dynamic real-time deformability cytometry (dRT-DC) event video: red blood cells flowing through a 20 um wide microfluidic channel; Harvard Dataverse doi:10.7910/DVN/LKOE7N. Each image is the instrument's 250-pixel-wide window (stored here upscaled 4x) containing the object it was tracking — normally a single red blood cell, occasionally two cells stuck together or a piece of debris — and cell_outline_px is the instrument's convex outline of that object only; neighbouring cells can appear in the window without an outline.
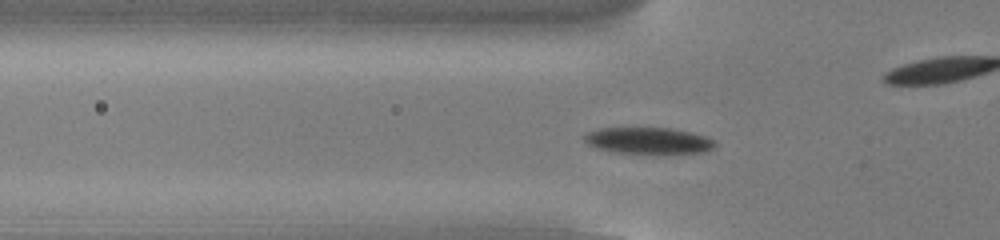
{"species": "common noctule bat (a hibernating species)", "species_latin": "Nyctalus noctula", "temperature_condition": "cold", "stored_images_in_passage": 55, "camera_frame_rate_fps": 3000, "um_per_image_px": 0.085, "animal": {"sex": "male", "body_mass_g": 13.0, "forearm_length_mm": 53.1}, "frame": {"image": 1, "passage_image": 18, "time_ms": 5.667, "image_size_px": [1000, 240], "cell_outline_px": [[716, 144], [712, 148], [704, 152], [664, 156], [612, 152], [596, 148], [588, 144], [584, 140], [584, 136], [588, 132], [600, 128], [668, 128], [692, 132], [708, 136], [716, 140]], "centroid_in_image_um": [55.18, 12.0], "position_along_channel_um": 70.6, "area_um2": 21.1}}
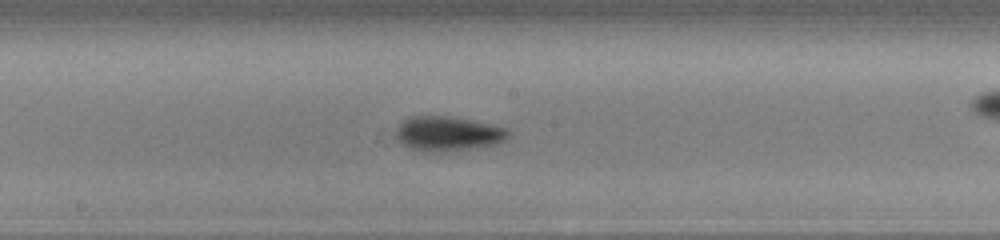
{"frame": {"image": 2, "passage_image": 29, "time_ms": 9.333, "image_size_px": [1000, 240], "cell_outline_px": [[512, 132], [504, 140], [496, 144], [476, 148], [444, 152], [424, 152], [400, 144], [396, 140], [396, 128], [400, 120], [408, 116], [448, 116], [492, 124], [508, 128]], "centroid_in_image_um": [38.04, 11.36], "position_along_channel_um": 210.2, "area_um2": 23.18}}
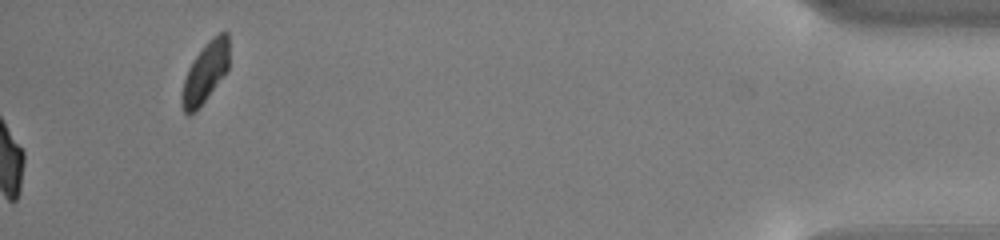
{"frame": {"image": 3, "passage_image": 55, "time_ms": 18.0, "image_size_px": [1000, 240], "cell_outline_px": [[228, 68], [196, 112], [188, 116], [184, 112], [180, 104], [180, 96], [184, 80], [188, 68], [192, 60], [204, 44], [212, 36], [224, 28], [228, 32]], "centroid_in_image_um": [17.42, 6.14], "position_along_channel_um": 417.8, "area_um2": 16.82}, "authors_computed_cell_mechanics": {"area_um2": 19.8254, "velocity_mm_per_s": 3.813, "shape_relaxation_time_tau1_ms": 1.8464, "shape_relaxation_time_tau2_ms": 11.3889, "deformation_change_tau1": 0.14, "deformation_change_tau2": 0.1623}}